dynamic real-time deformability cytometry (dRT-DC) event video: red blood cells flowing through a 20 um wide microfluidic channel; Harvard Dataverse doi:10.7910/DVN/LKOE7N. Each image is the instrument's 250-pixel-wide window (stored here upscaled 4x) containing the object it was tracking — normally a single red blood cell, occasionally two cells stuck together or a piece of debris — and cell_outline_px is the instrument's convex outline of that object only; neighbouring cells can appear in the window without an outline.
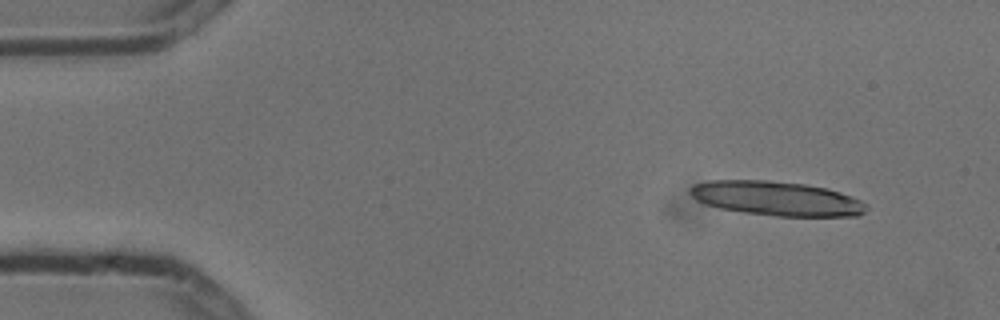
{"species": "common noctule bat (a hibernating species)", "species_latin": "Nyctalus noctula", "temperature_condition": "cold", "stored_images_in_passage": 4, "camera_frame_rate_fps": 3000, "um_per_image_px": 0.085, "animal": {"sex": "male", "body_mass_g": 13.3}, "frame": {"image": 1, "passage_image": 1, "time_ms": 0.0, "image_size_px": [1000, 320], "cell_outline_px": [[868, 208], [864, 212], [856, 216], [776, 216], [744, 212], [720, 208], [704, 204], [696, 200], [688, 192], [688, 188], [692, 184], [708, 180], [768, 180], [804, 184], [828, 188], [840, 192], [860, 200], [868, 204]], "centroid_in_image_um": [65.97, 16.86], "position_along_channel_um": 19.0, "area_um2": 35.49}}